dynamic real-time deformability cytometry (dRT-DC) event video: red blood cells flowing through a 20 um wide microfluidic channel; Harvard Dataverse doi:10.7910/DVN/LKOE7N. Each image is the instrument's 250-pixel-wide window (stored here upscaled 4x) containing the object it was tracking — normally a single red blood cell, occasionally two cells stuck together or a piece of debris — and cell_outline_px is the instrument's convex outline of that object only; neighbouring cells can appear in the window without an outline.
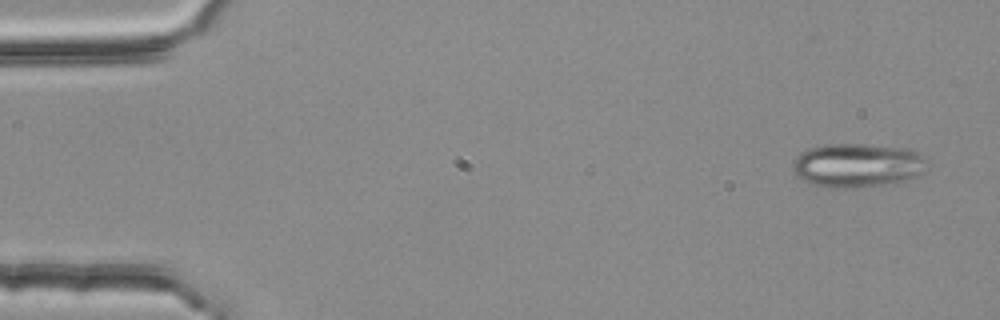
{"species": "common noctule bat (a hibernating species)", "species_latin": "Nyctalus noctula", "temperature_condition": "room temperature", "stored_images_in_passage": 4, "camera_frame_rate_fps": 3000, "um_per_image_px": 0.085, "animal": {"sex": "female", "body_mass_g": 25.1}, "frame": {"image": 1, "passage_image": 1, "time_ms": 0.0, "image_size_px": [1000, 320], "cell_outline_px": [[924, 160], [920, 172], [916, 176], [908, 180], [884, 184], [852, 188], [828, 188], [812, 184], [804, 180], [792, 172], [792, 160], [800, 152], [808, 148], [824, 144], [860, 144], [908, 148], [920, 152], [924, 156]], "centroid_in_image_um": [72.8, 14.04], "position_along_channel_um": 12.2, "area_um2": 34.45}}